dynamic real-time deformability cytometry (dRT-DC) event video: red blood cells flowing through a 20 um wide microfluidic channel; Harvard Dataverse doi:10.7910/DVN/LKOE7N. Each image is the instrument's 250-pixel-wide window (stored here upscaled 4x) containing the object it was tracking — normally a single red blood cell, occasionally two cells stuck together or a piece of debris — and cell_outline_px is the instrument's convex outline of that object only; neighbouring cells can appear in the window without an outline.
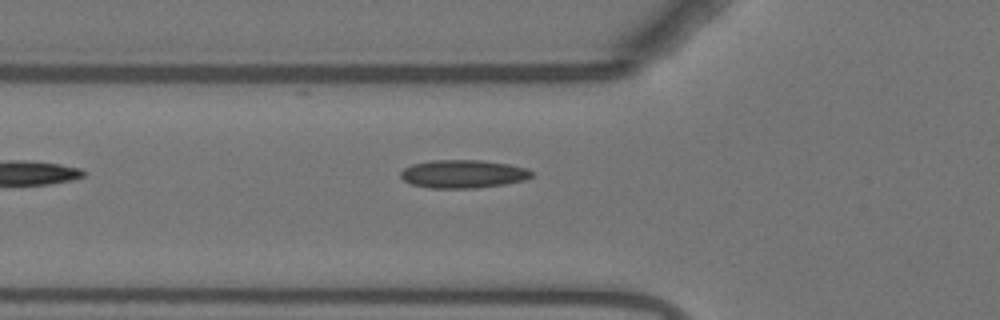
{"species": "Egyptian fruit bat (a non-hibernating species)", "species_latin": "Rousettus aegyptiacus", "temperature_condition": "warm", "stored_images_in_passage": 22, "camera_frame_rate_fps": 3000, "um_per_image_px": 0.085, "animal": {"sex": "female"}, "frame": {"image": 1, "passage_image": 2, "time_ms": 0.333, "image_size_px": [1000, 320], "cell_outline_px": [[532, 176], [524, 180], [504, 184], [476, 188], [428, 188], [412, 184], [404, 180], [400, 176], [400, 172], [404, 168], [412, 164], [432, 160], [480, 160], [508, 164], [528, 168], [532, 172]], "centroid_in_image_um": [39.35, 14.78], "position_along_channel_um": 86.4, "area_um2": 21.5}}
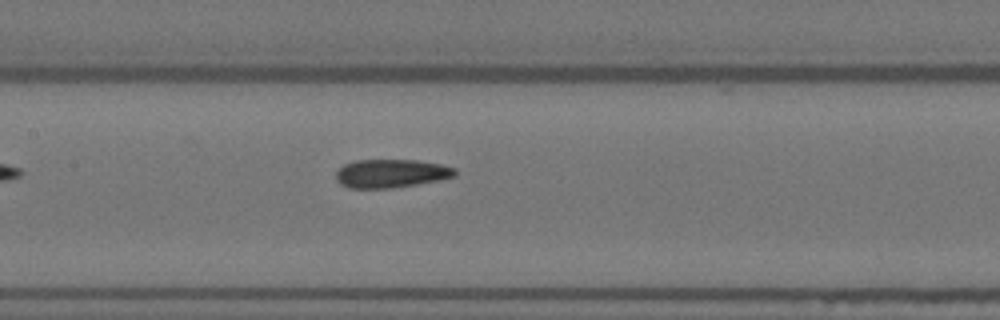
{"frame": {"image": 2, "passage_image": 9, "time_ms": 2.667, "image_size_px": [1000, 320], "cell_outline_px": [[456, 176], [440, 180], [392, 188], [348, 188], [340, 184], [336, 180], [336, 172], [344, 164], [356, 160], [416, 160], [440, 164], [456, 168]], "centroid_in_image_um": [33.24, 14.74], "position_along_channel_um": 174.2, "area_um2": 19.77}}
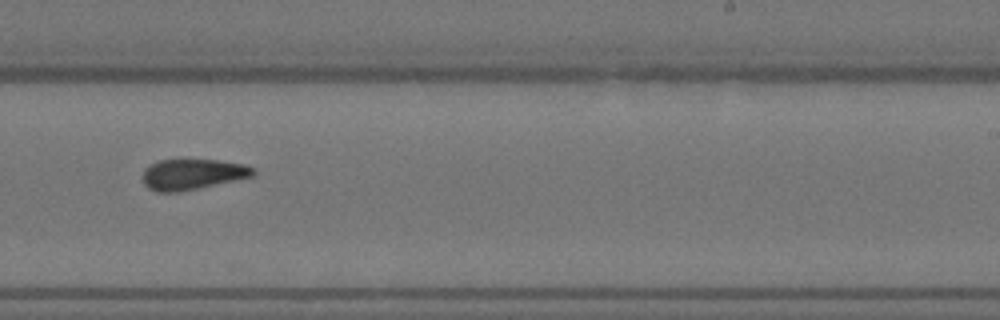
{"frame": {"image": 3, "passage_image": 17, "time_ms": 5.333, "image_size_px": [1000, 320], "cell_outline_px": [[256, 172], [252, 176], [200, 188], [180, 192], [156, 192], [148, 188], [144, 184], [144, 168], [160, 160], [216, 160], [244, 164], [252, 168]], "centroid_in_image_um": [16.34, 14.82], "position_along_channel_um": 272.7, "area_um2": 19.54}}